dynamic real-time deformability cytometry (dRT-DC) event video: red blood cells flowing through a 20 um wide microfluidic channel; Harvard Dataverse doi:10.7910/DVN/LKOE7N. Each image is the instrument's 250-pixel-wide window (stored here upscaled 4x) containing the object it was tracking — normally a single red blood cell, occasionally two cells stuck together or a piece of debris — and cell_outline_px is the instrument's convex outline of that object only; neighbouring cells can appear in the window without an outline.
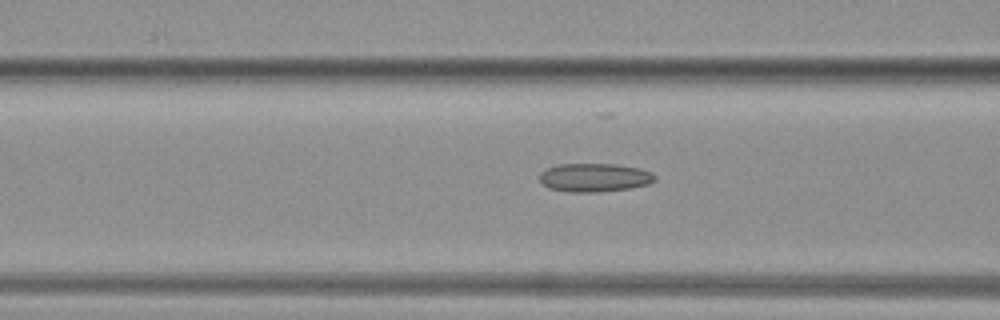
{"species": "common noctule bat (a hibernating species)", "species_latin": "Nyctalus noctula", "temperature_condition": "warm", "stored_images_in_passage": 17, "camera_frame_rate_fps": 3000, "um_per_image_px": 0.085, "animal": {"sex": "female", "body_mass_g": 19.3, "forearm_length_mm": 54.1}, "frame": {"image": 1, "passage_image": 10, "time_ms": 3.0, "image_size_px": [1000, 320], "cell_outline_px": [[656, 180], [648, 184], [628, 188], [596, 192], [568, 192], [548, 188], [540, 180], [540, 172], [556, 164], [616, 164], [640, 168], [652, 172], [656, 176]], "centroid_in_image_um": [50.53, 15.08], "position_along_channel_um": 116.1, "area_um2": 19.19}}